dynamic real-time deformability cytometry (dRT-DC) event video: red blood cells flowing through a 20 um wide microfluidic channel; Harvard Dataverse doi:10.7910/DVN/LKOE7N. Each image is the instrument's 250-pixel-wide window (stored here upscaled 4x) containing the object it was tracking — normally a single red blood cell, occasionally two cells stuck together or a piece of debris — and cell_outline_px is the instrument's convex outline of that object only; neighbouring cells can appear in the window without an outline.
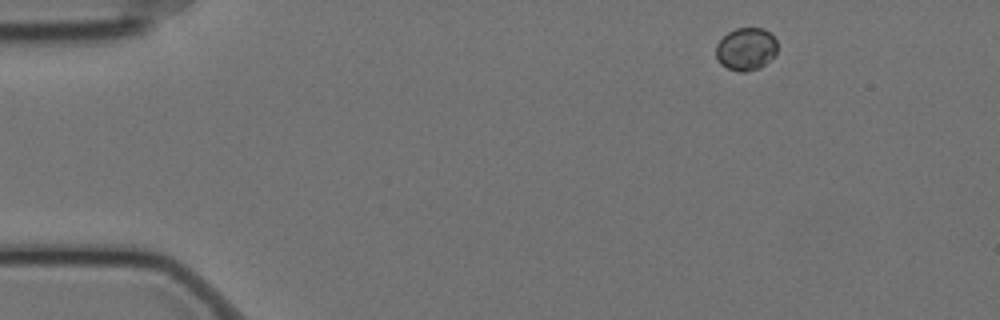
{"species": "Egyptian fruit bat (a non-hibernating species)", "species_latin": "Rousettus aegyptiacus", "temperature_condition": "cold", "stored_images_in_passage": 4, "camera_frame_rate_fps": 3000, "um_per_image_px": 0.085, "animal": {"sex": "female"}, "frame": {"image": 1, "passage_image": 1, "time_ms": 0.0, "image_size_px": [1000, 320], "cell_outline_px": [[776, 52], [760, 68], [744, 72], [740, 72], [728, 68], [720, 64], [716, 56], [716, 44], [728, 32], [736, 28], [764, 28], [776, 40]], "centroid_in_image_um": [63.38, 4.16], "position_along_channel_um": 21.6, "area_um2": 15.09}}
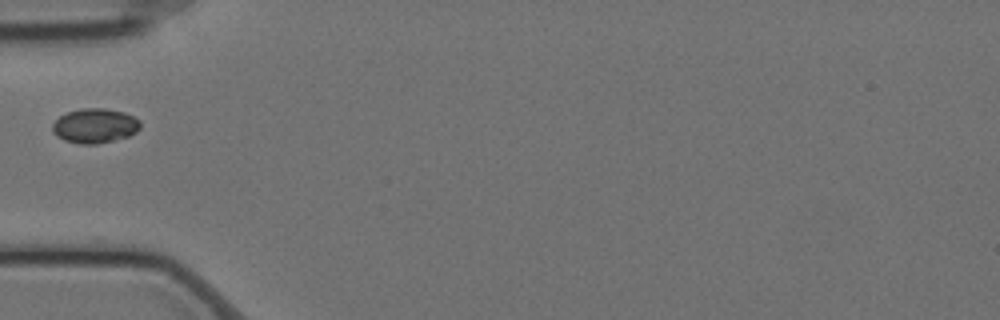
{"frame": {"image": 2, "passage_image": 4, "time_ms": 1.0, "image_size_px": [1000, 320], "cell_outline_px": [[140, 128], [136, 132], [128, 136], [96, 144], [80, 144], [64, 140], [56, 136], [52, 132], [52, 124], [60, 116], [68, 112], [84, 108], [104, 108], [124, 112], [140, 120]], "centroid_in_image_um": [8.05, 10.69], "position_along_channel_um": 77.0, "area_um2": 17.63}}